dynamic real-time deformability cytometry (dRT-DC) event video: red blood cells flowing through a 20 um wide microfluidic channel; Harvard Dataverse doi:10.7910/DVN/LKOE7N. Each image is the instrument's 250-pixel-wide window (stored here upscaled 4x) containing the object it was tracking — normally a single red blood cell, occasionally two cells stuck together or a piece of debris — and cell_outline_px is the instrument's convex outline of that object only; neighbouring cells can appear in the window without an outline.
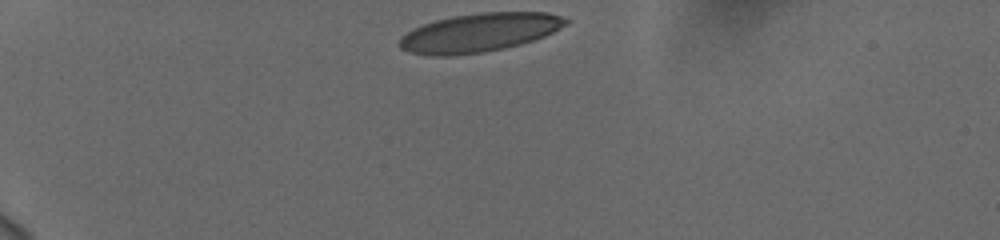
{"species": "human", "species_latin": "Homo sapiens", "temperature_condition": "cold", "stored_images_in_passage": 35, "camera_frame_rate_fps": 3000, "um_per_image_px": 0.085, "donor": {"sex": "female"}, "frame": {"image": 1, "passage_image": 1, "time_ms": 0.0, "image_size_px": [1000, 240], "cell_outline_px": [[572, 20], [568, 24], [544, 36], [520, 44], [504, 48], [484, 52], [452, 56], [428, 56], [408, 52], [400, 48], [396, 44], [400, 36], [412, 28], [436, 20], [452, 16], [480, 12], [548, 12]], "centroid_in_image_um": [40.69, 2.78], "position_along_channel_um": 44.3, "area_um2": 37.86}}
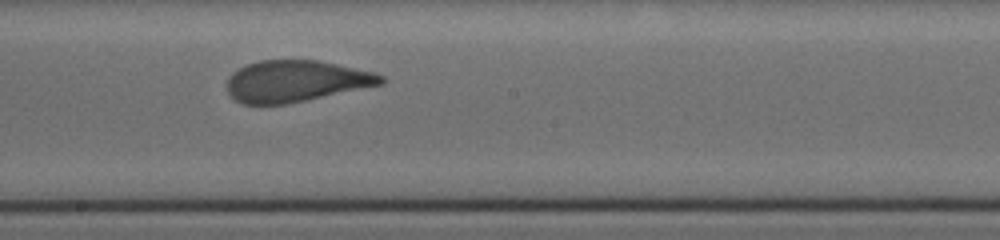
{"frame": {"image": 2, "passage_image": 20, "time_ms": 6.333, "image_size_px": [1000, 240], "cell_outline_px": [[388, 80], [384, 84], [284, 104], [244, 104], [236, 100], [228, 92], [228, 80], [232, 72], [248, 64], [260, 60], [316, 60], [336, 64], [372, 72], [384, 76]], "centroid_in_image_um": [25.17, 6.89], "position_along_channel_um": 223.0, "area_um2": 36.76}}
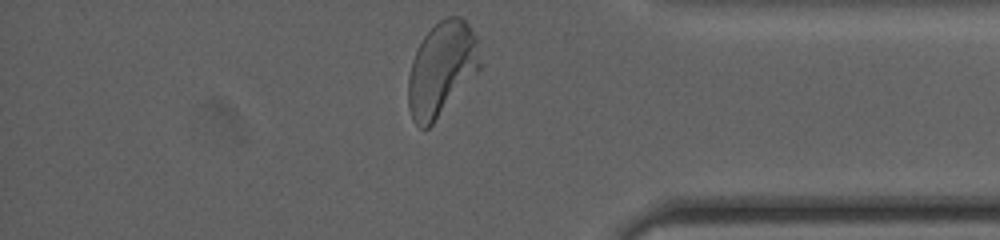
{"frame": {"image": 3, "passage_image": 35, "time_ms": 11.333, "image_size_px": [1000, 240], "cell_outline_px": [[480, 68], [432, 124], [428, 128], [420, 128], [412, 120], [408, 108], [408, 76], [412, 60], [416, 48], [424, 36], [440, 20], [448, 16], [460, 16], [468, 24], [476, 36], [480, 64]], "centroid_in_image_um": [37.5, 5.86], "position_along_channel_um": 397.7, "area_um2": 38.84}, "authors_computed_cell_mechanics": {"area_um2": 38.3792, "velocity_mm_per_s": 3.7161, "shape_relaxation_time_tau1_ms": 4.6149, "shape_relaxation_time_tau2_ms": null, "deformation_change_tau1": 0.2088, "deformation_change_tau2": null}}